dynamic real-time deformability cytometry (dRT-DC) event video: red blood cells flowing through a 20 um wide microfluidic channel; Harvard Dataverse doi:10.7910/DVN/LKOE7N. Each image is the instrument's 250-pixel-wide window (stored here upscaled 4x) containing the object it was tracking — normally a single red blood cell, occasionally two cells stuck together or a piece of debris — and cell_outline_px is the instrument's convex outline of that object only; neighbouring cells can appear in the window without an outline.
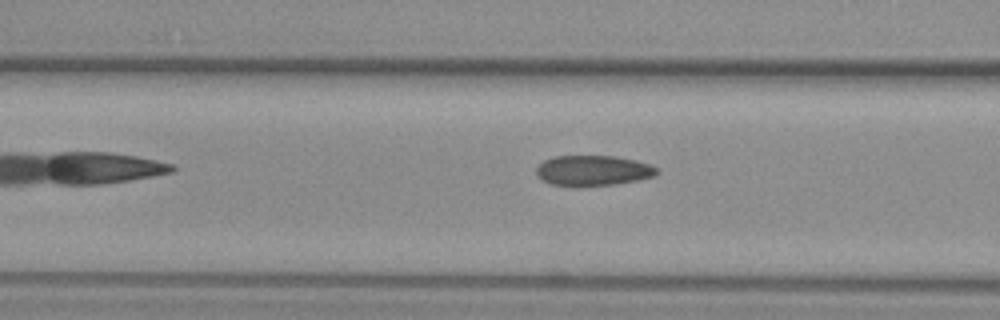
{"species": "common noctule bat (a hibernating species)", "species_latin": "Nyctalus noctula", "temperature_condition": "warm", "stored_images_in_passage": 17, "camera_frame_rate_fps": 3000, "um_per_image_px": 0.085, "animal": {"sex": "female", "body_mass_g": 29.2, "forearm_length_mm": 56.3}, "frame": {"image": 1, "passage_image": 5, "time_ms": 1.333, "image_size_px": [1000, 320], "cell_outline_px": [[660, 172], [652, 176], [636, 180], [616, 184], [576, 188], [552, 184], [544, 180], [536, 172], [536, 168], [544, 160], [556, 156], [616, 156], [636, 160], [648, 164], [656, 168]], "centroid_in_image_um": [50.39, 14.51], "position_along_channel_um": 116.2, "area_um2": 21.44}}
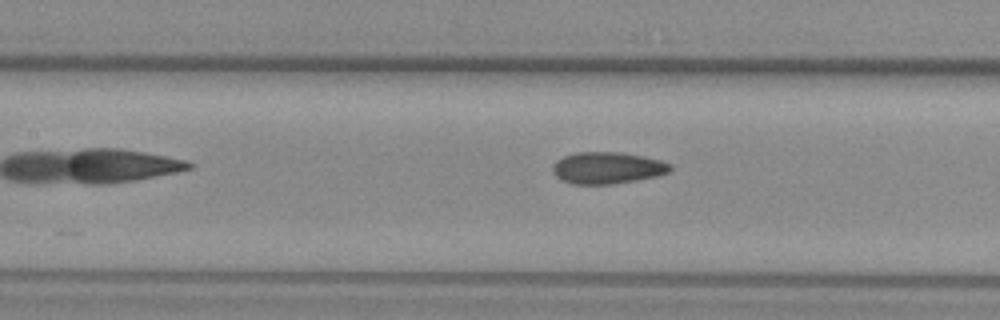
{"frame": {"image": 2, "passage_image": 8, "time_ms": 2.333, "image_size_px": [1000, 320], "cell_outline_px": [[672, 172], [656, 176], [636, 180], [612, 184], [572, 184], [556, 176], [552, 168], [556, 160], [564, 156], [576, 152], [620, 152], [644, 156], [660, 160], [672, 164]], "centroid_in_image_um": [51.67, 14.26], "position_along_channel_um": 155.7, "area_um2": 21.79}}
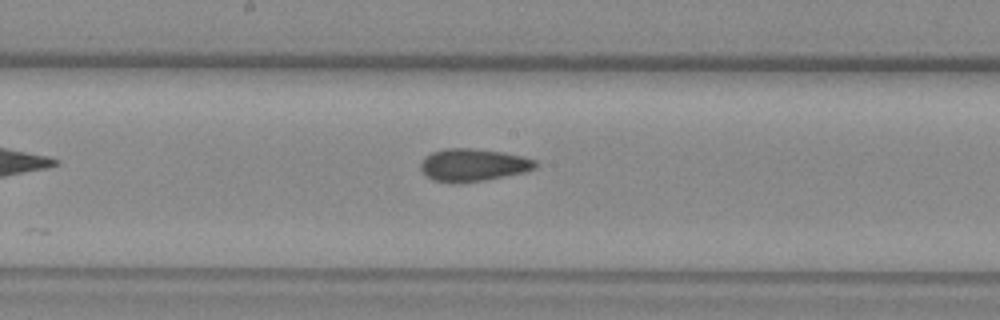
{"frame": {"image": 3, "passage_image": 12, "time_ms": 3.667, "image_size_px": [1000, 320], "cell_outline_px": [[536, 168], [524, 172], [484, 180], [432, 180], [420, 168], [420, 160], [424, 156], [432, 152], [444, 148], [468, 148], [504, 152], [536, 160]], "centroid_in_image_um": [40.21, 13.97], "position_along_channel_um": 208.0, "area_um2": 21.1}}